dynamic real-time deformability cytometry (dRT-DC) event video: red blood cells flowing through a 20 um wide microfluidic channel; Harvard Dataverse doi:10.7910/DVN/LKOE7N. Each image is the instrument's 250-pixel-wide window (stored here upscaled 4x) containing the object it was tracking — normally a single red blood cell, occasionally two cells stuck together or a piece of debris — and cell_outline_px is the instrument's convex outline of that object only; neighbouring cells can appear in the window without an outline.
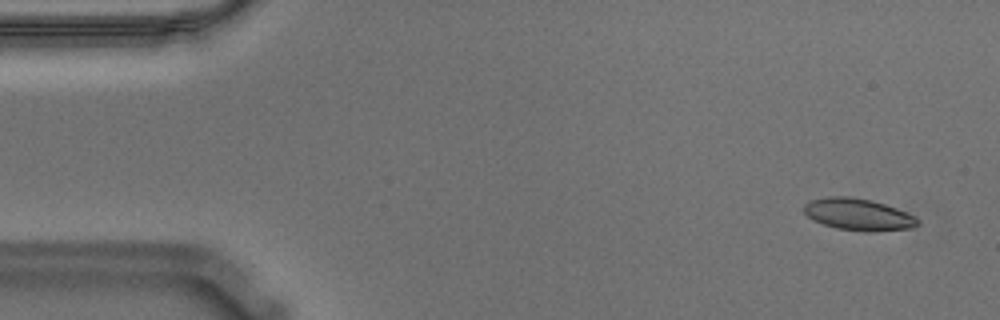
{"species": "Egyptian fruit bat (a non-hibernating species)", "species_latin": "Rousettus aegyptiacus", "temperature_condition": "warm", "stored_images_in_passage": 56, "camera_frame_rate_fps": 3000, "um_per_image_px": 0.085, "animal": {"sex": "male"}, "frame": {"image": 1, "passage_image": 3, "time_ms": 0.667, "image_size_px": [1000, 320], "cell_outline_px": [[920, 224], [912, 228], [868, 232], [836, 228], [812, 220], [804, 212], [804, 204], [808, 200], [828, 196], [852, 196], [872, 200], [896, 208], [916, 216], [920, 220]], "centroid_in_image_um": [72.96, 18.22], "position_along_channel_um": 12.0, "area_um2": 21.33}}
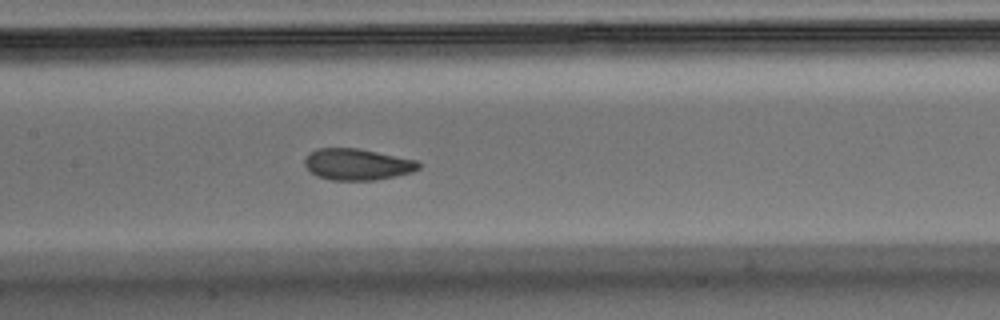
{"frame": {"image": 2, "passage_image": 26, "time_ms": 8.333, "image_size_px": [1000, 320], "cell_outline_px": [[420, 168], [412, 172], [376, 180], [332, 180], [316, 176], [304, 164], [304, 160], [308, 152], [316, 148], [356, 148], [416, 160], [420, 164]], "centroid_in_image_um": [30.33, 13.97], "position_along_channel_um": 177.1, "area_um2": 20.75}}
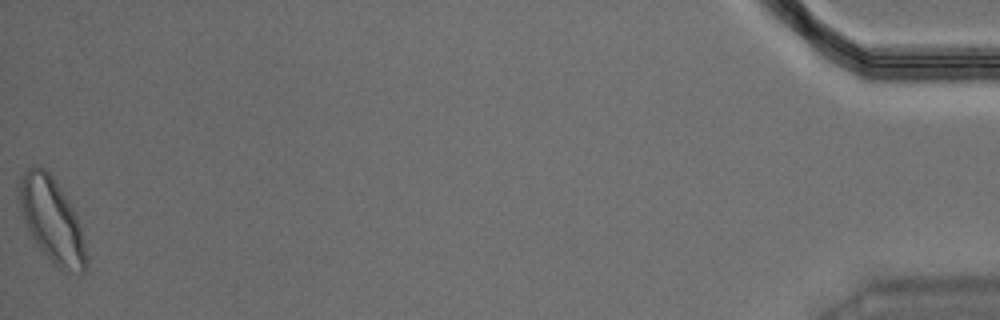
{"frame": {"image": 3, "passage_image": 56, "time_ms": 18.333, "image_size_px": [1000, 320], "cell_outline_px": [[88, 264], [84, 272], [64, 272], [52, 264], [28, 232], [24, 220], [16, 188], [24, 172], [28, 168], [36, 164], [44, 168], [52, 176], [68, 200], [76, 216], [80, 228], [88, 256]], "centroid_in_image_um": [4.4, 18.73], "position_along_channel_um": 430.8, "area_um2": 33.0}, "authors_computed_cell_mechanics": {"area_um2": 21.3282, "velocity_mm_per_s": 3.5585, "shape_relaxation_time_tau1_ms": 4.5436, "shape_relaxation_time_tau2_ms": 0.8747, "deformation_change_tau1": 0.1396, "deformation_change_tau2": 0.052}}